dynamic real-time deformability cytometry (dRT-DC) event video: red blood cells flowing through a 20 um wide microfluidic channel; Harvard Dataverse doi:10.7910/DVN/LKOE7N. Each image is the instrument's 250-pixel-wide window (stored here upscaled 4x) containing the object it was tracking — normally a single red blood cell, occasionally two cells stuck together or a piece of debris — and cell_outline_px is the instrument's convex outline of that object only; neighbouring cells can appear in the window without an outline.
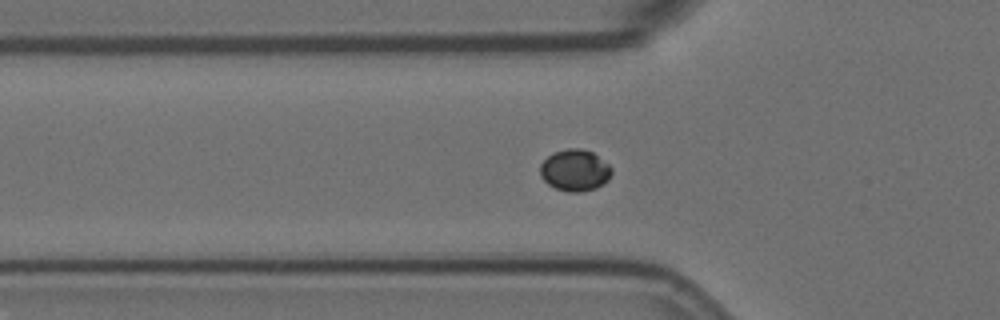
{"species": "Egyptian fruit bat (a non-hibernating species)", "species_latin": "Rousettus aegyptiacus", "temperature_condition": "room temperature", "stored_images_in_passage": 5, "camera_frame_rate_fps": 3000, "um_per_image_px": 0.085, "animal": {"sex": "female"}, "frame": {"image": 1, "passage_image": 5, "time_ms": 1.333, "image_size_px": [1000, 320], "cell_outline_px": [[612, 172], [608, 180], [604, 184], [596, 188], [580, 192], [568, 192], [556, 188], [548, 184], [540, 176], [540, 164], [552, 152], [568, 148], [580, 148], [592, 152], [608, 164], [612, 168]], "centroid_in_image_um": [48.86, 14.47], "position_along_channel_um": 76.9, "area_um2": 17.4}}